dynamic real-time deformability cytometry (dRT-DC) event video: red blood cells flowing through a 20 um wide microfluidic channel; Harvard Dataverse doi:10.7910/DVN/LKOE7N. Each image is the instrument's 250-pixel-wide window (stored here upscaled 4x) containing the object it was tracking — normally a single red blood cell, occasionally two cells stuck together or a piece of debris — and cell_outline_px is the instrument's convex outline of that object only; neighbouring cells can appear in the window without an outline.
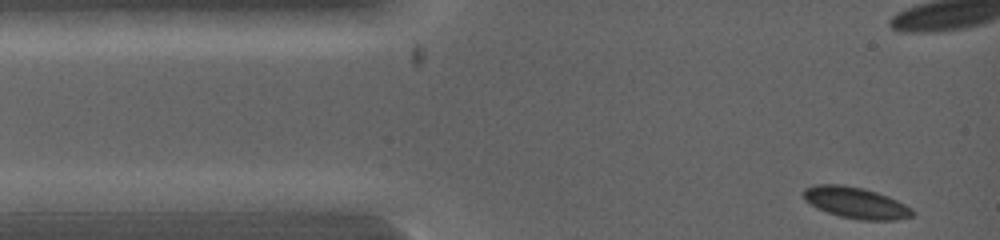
{"species": "common noctule bat (a hibernating species)", "species_latin": "Nyctalus noctula", "temperature_condition": "warm", "stored_images_in_passage": 50, "camera_frame_rate_fps": 5000, "um_per_image_px": 0.085, "animal": {"sex": "female", "body_mass_g": 19.0, "forearm_length_mm": 53.3}, "frame": {"image": 1, "passage_image": 1, "time_ms": 0.0, "image_size_px": [1000, 240], "cell_outline_px": [[916, 212], [912, 216], [896, 220], [860, 220], [840, 216], [816, 208], [804, 200], [804, 188], [816, 184], [844, 184], [864, 188], [888, 196], [912, 208]], "centroid_in_image_um": [72.74, 17.23], "position_along_channel_um": 12.3, "area_um2": 19.94}}
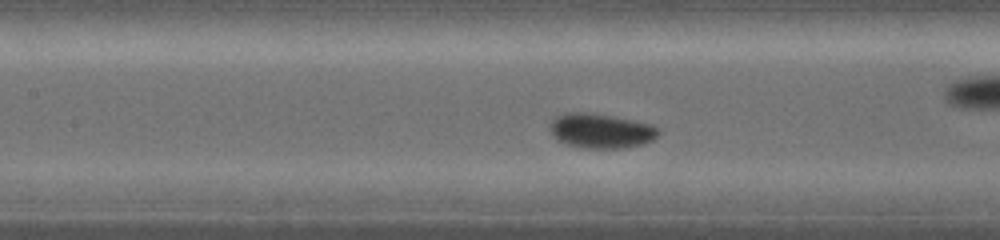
{"frame": {"image": 2, "passage_image": 23, "time_ms": 3.4, "image_size_px": [1000, 240], "cell_outline_px": [[660, 132], [652, 140], [644, 144], [628, 148], [580, 148], [556, 140], [552, 132], [552, 120], [556, 116], [564, 112], [588, 112], [612, 116], [632, 120], [648, 124], [656, 128]], "centroid_in_image_um": [51.07, 11.13], "position_along_channel_um": 156.3, "area_um2": 21.79}}
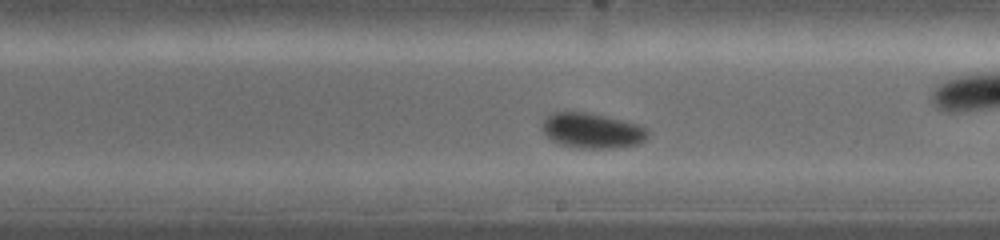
{"frame": {"image": 3, "passage_image": 30, "time_ms": 4.8, "image_size_px": [1000, 240], "cell_outline_px": [[648, 136], [644, 140], [636, 144], [612, 148], [580, 148], [560, 144], [552, 140], [544, 132], [544, 120], [552, 112], [584, 112], [604, 116], [636, 124], [644, 128], [648, 132]], "centroid_in_image_um": [50.32, 11.11], "position_along_channel_um": 238.7, "area_um2": 21.04}}